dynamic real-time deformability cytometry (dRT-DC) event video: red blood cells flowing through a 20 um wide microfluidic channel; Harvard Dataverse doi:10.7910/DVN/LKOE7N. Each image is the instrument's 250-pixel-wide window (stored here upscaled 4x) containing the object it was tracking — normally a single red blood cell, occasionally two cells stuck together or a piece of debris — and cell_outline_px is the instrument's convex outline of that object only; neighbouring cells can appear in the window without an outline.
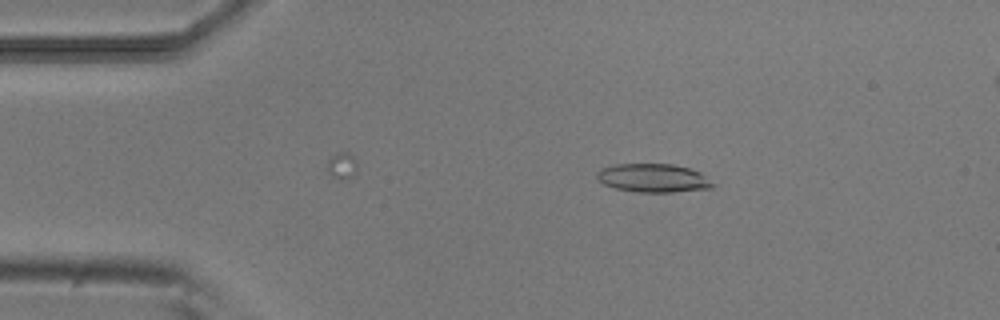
{"species": "common noctule bat (a hibernating species)", "species_latin": "Nyctalus noctula", "temperature_condition": "room temperature", "stored_images_in_passage": 47, "camera_frame_rate_fps": 3000, "um_per_image_px": 0.085, "animal": {"sex": "male", "body_mass_g": 20.5, "forearm_length_mm": 52.5}, "frame": {"image": 1, "passage_image": 7, "time_ms": 2.0, "image_size_px": [1000, 320], "cell_outline_px": [[716, 184], [712, 188], [672, 192], [640, 192], [612, 188], [604, 184], [596, 176], [596, 172], [600, 168], [612, 164], [672, 164], [688, 168], [700, 172]], "centroid_in_image_um": [55.51, 15.13], "position_along_channel_um": 29.5, "area_um2": 19.36}}
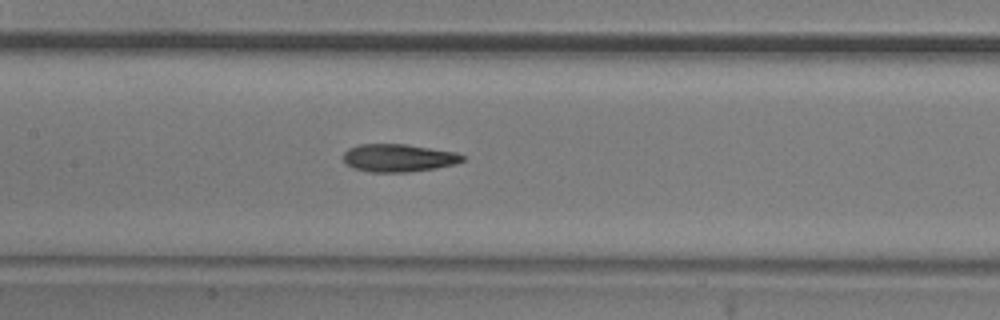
{"frame": {"image": 2, "passage_image": 22, "time_ms": 7.0, "image_size_px": [1000, 320], "cell_outline_px": [[464, 160], [456, 164], [436, 168], [408, 172], [368, 172], [352, 168], [344, 164], [344, 152], [348, 148], [360, 144], [408, 144], [456, 152], [464, 156]], "centroid_in_image_um": [33.85, 13.42], "position_along_channel_um": 173.5, "area_um2": 19.54}}
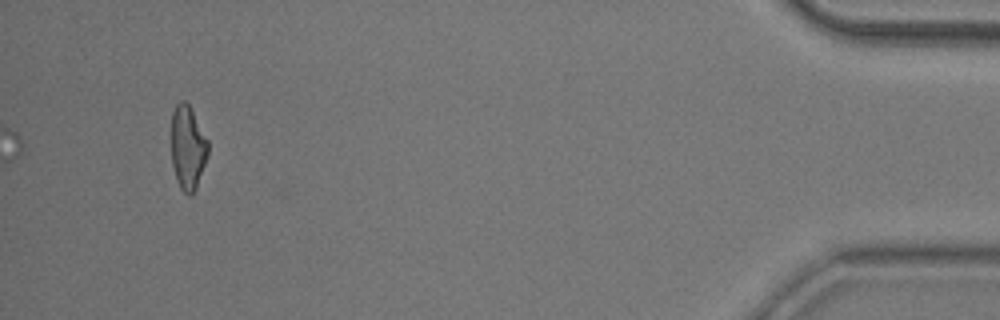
{"frame": {"image": 3, "passage_image": 47, "time_ms": 15.333, "image_size_px": [1000, 320], "cell_outline_px": [[208, 156], [196, 188], [192, 196], [188, 196], [180, 188], [176, 180], [172, 164], [172, 112], [176, 104], [180, 100], [184, 100], [188, 104], [208, 140]], "centroid_in_image_um": [15.96, 12.58], "position_along_channel_um": 419.2, "area_um2": 17.98}, "authors_computed_cell_mechanics": {"area_um2": 19.0162, "velocity_mm_per_s": 3.8642, "shape_relaxation_time_tau1_ms": 5.0698, "shape_relaxation_time_tau2_ms": 5.6529, "deformation_change_tau1": 0.1677, "deformation_change_tau2": 0.1407}}